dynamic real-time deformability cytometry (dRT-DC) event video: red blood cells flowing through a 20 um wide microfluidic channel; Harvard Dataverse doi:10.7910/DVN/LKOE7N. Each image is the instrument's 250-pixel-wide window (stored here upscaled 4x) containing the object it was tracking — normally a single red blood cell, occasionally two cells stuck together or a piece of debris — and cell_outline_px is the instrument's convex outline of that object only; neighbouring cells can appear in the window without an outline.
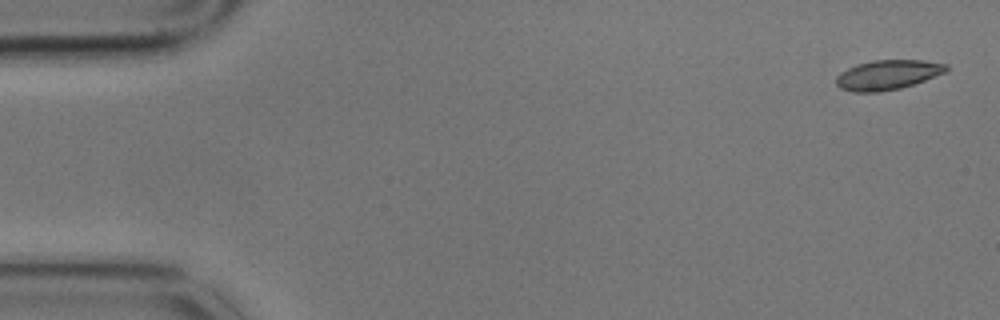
{"species": "common noctule bat (a hibernating species)", "species_latin": "Nyctalus noctula", "temperature_condition": "cold", "stored_images_in_passage": 4, "camera_frame_rate_fps": 3000, "um_per_image_px": 0.085, "animal": {"sex": "male", "body_mass_g": 17.9}, "frame": {"image": 1, "passage_image": 1, "time_ms": 0.0, "image_size_px": [1000, 320], "cell_outline_px": [[948, 72], [900, 88], [880, 92], [852, 92], [840, 88], [836, 84], [836, 76], [840, 72], [856, 64], [872, 60], [924, 60], [948, 64]], "centroid_in_image_um": [75.45, 6.35], "position_along_channel_um": 9.6, "area_um2": 19.19}}
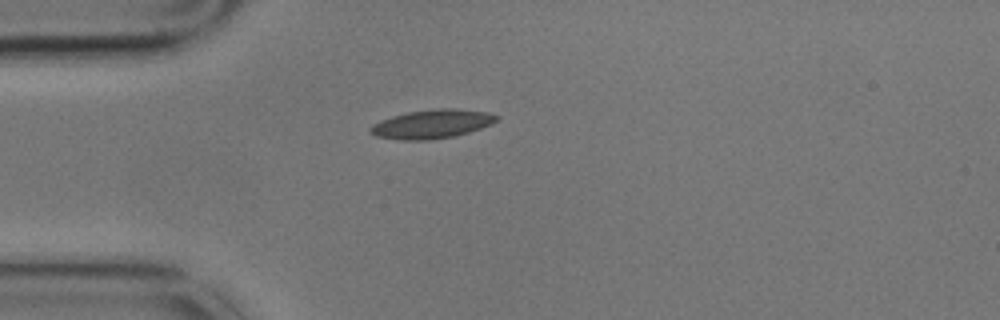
{"frame": {"image": 2, "passage_image": 4, "time_ms": 1.0, "image_size_px": [1000, 320], "cell_outline_px": [[500, 116], [492, 124], [468, 132], [452, 136], [428, 140], [400, 140], [376, 136], [368, 132], [368, 128], [372, 124], [380, 120], [392, 116], [408, 112], [440, 108], [456, 108], [488, 112]], "centroid_in_image_um": [36.68, 10.54], "position_along_channel_um": 48.3, "area_um2": 21.21}}